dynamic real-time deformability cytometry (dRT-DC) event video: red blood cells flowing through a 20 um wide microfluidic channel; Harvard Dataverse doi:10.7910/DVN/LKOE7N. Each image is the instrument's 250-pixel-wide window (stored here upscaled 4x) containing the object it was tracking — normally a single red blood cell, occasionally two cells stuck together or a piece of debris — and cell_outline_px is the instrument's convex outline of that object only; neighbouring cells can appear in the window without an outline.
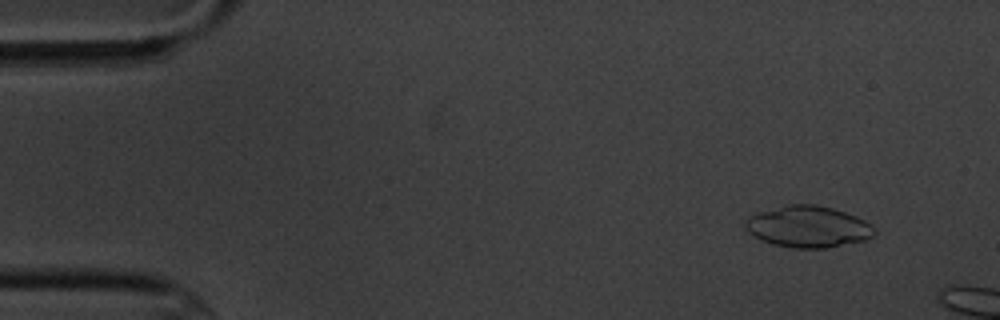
{"species": "common noctule bat (a hibernating species)", "species_latin": "Nyctalus noctula", "temperature_condition": "cold", "stored_images_in_passage": 4, "camera_frame_rate_fps": 3000, "um_per_image_px": 0.085, "animal": {"sex": "male", "body_mass_g": 20.1, "forearm_length_mm": 53.5}, "frame": {"image": 1, "passage_image": 1, "time_ms": 0.0, "image_size_px": [1000, 320], "cell_outline_px": [[876, 232], [872, 236], [864, 240], [824, 248], [796, 248], [772, 244], [748, 232], [744, 220], [748, 216], [760, 212], [788, 204], [816, 204], [832, 208], [856, 216], [872, 224]], "centroid_in_image_um": [68.7, 19.26], "position_along_channel_um": 16.3, "area_um2": 30.87}}